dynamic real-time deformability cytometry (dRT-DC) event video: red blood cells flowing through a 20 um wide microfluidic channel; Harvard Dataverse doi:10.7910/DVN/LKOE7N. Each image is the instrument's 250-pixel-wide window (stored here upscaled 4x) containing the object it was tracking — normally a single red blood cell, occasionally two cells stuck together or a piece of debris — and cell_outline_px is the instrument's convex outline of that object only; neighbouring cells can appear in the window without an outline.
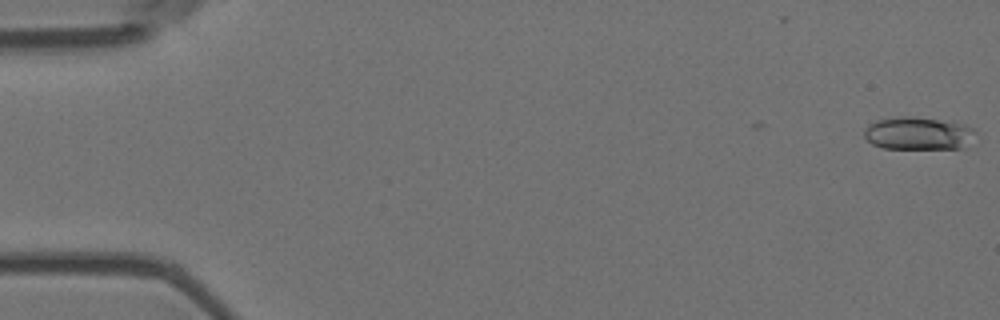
{"species": "Egyptian fruit bat (a non-hibernating species)", "species_latin": "Rousettus aegyptiacus", "temperature_condition": "room temperature", "stored_images_in_passage": 6, "camera_frame_rate_fps": 3000, "um_per_image_px": 0.085, "animal": {"sex": "female"}, "frame": {"image": 1, "passage_image": 1, "time_ms": 0.0, "image_size_px": [1000, 320], "cell_outline_px": [[976, 132], [968, 148], [884, 148], [872, 144], [864, 136], [864, 132], [868, 124], [876, 120], [900, 116], [908, 116], [952, 120], [964, 124], [972, 128]], "centroid_in_image_um": [78.1, 11.32], "position_along_channel_um": 6.9, "area_um2": 21.62}}